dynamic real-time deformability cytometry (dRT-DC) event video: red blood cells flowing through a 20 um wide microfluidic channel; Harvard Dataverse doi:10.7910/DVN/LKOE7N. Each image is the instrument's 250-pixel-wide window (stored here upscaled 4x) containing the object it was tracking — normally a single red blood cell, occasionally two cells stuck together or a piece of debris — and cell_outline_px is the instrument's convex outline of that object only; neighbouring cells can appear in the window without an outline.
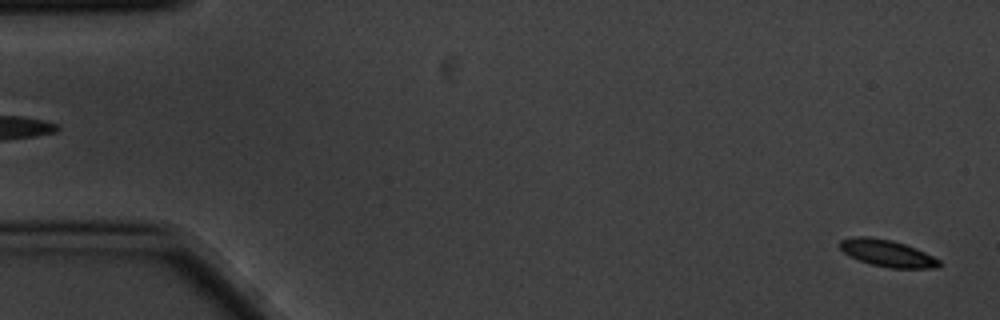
{"species": "common noctule bat (a hibernating species)", "species_latin": "Nyctalus noctula", "temperature_condition": "cold", "stored_images_in_passage": 4, "segment_of_instrument_passage": [2, 2], "camera_frame_rate_fps": 3000, "um_per_image_px": 0.085, "animal": {"sex": "male", "body_mass_g": 20.1, "forearm_length_mm": 53.5}, "frame": {"image": 1, "passage_image": 4, "time_ms": 1.0, "image_size_px": [1000, 320], "cell_outline_px": [[940, 264], [936, 268], [888, 268], [872, 264], [860, 260], [844, 252], [840, 248], [840, 240], [852, 236], [868, 236], [892, 240], [916, 248], [940, 260]], "centroid_in_image_um": [75.41, 21.51], "position_along_channel_um": 9.6, "area_um2": 15.37}}